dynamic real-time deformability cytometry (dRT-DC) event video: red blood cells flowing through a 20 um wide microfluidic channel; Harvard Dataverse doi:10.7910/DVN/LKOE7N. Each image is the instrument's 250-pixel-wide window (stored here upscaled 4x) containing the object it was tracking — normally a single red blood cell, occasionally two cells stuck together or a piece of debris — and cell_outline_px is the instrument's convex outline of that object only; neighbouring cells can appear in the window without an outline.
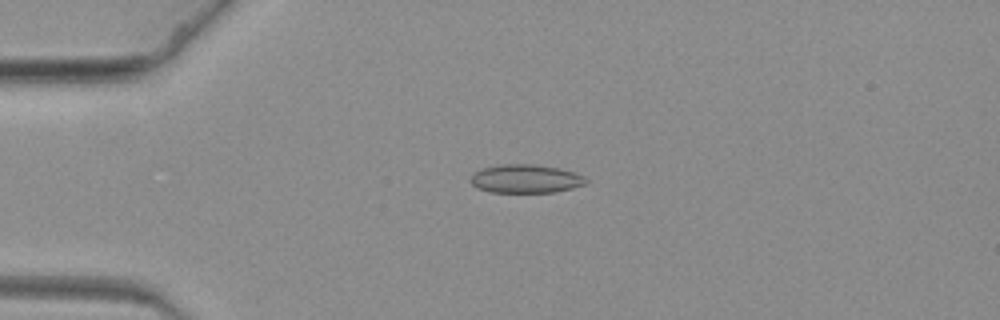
{"species": "common noctule bat (a hibernating species)", "species_latin": "Nyctalus noctula", "temperature_condition": "warm", "stored_images_in_passage": 55, "camera_frame_rate_fps": 3000, "um_per_image_px": 0.085, "animal": {"sex": "female", "body_mass_g": 19.3, "forearm_length_mm": 54.1}, "frame": {"image": 1, "passage_image": 7, "time_ms": 2.0, "image_size_px": [1000, 320], "cell_outline_px": [[588, 184], [572, 188], [552, 192], [492, 192], [476, 188], [468, 180], [472, 172], [484, 168], [500, 164], [532, 164], [560, 168], [576, 172], [584, 176], [588, 180]], "centroid_in_image_um": [44.68, 15.19], "position_along_channel_um": 40.3, "area_um2": 19.42}}
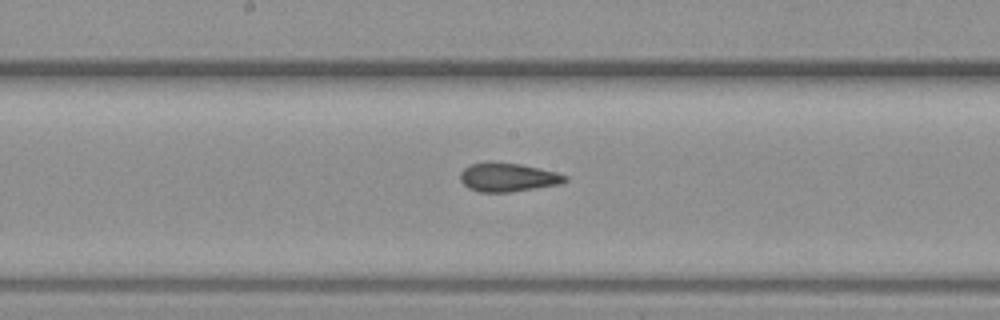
{"frame": {"image": 2, "passage_image": 25, "time_ms": 8.0, "image_size_px": [1000, 320], "cell_outline_px": [[568, 180], [564, 184], [508, 192], [480, 192], [468, 188], [460, 180], [460, 172], [464, 168], [472, 164], [488, 160], [520, 164], [556, 172], [568, 176]], "centroid_in_image_um": [43.17, 15.06], "position_along_channel_um": 205.0, "area_um2": 17.8}}
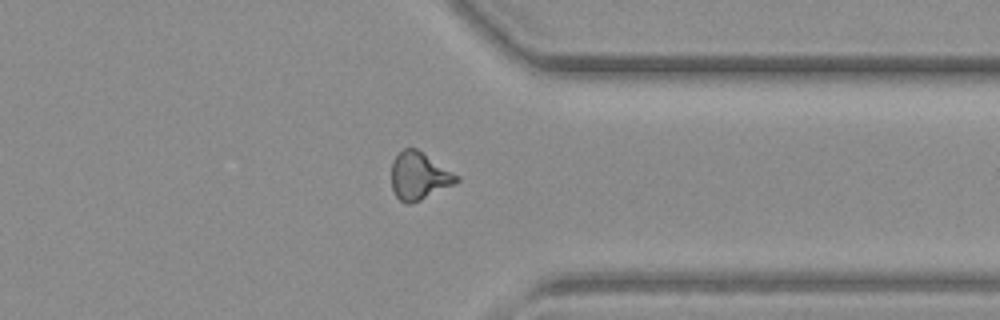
{"frame": {"image": 3, "passage_image": 41, "time_ms": 13.333, "image_size_px": [1000, 320], "cell_outline_px": [[460, 180], [456, 184], [420, 200], [408, 204], [404, 204], [396, 196], [392, 188], [392, 160], [404, 148], [416, 148], [460, 176]], "centroid_in_image_um": [35.64, 14.96], "position_along_channel_um": 375.8, "area_um2": 18.03}}